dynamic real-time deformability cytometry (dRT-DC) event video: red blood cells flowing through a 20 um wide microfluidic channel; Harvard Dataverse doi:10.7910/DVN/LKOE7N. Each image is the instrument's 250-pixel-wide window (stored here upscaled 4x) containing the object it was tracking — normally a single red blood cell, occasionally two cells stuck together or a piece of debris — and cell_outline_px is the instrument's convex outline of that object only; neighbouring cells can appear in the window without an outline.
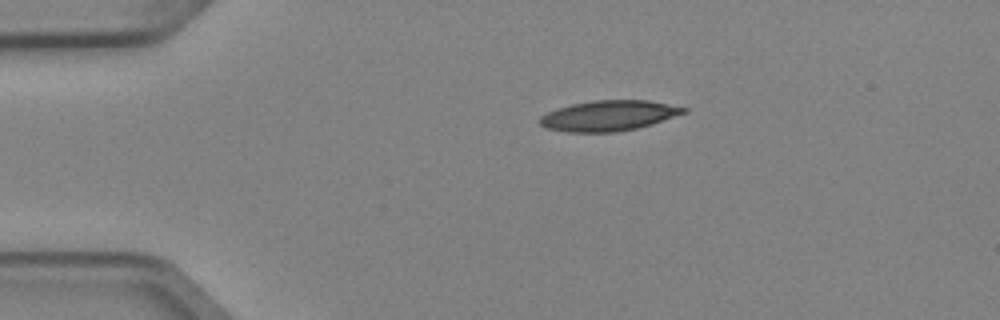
{"species": "Egyptian fruit bat (a non-hibernating species)", "species_latin": "Rousettus aegyptiacus", "temperature_condition": "cold", "stored_images_in_passage": 3, "segment_of_instrument_passage": [1, 2], "camera_frame_rate_fps": 3000, "um_per_image_px": 0.085, "animal": {"sex": "female"}, "frame": {"image": 1, "passage_image": 1, "time_ms": 0.0, "image_size_px": [1000, 320], "cell_outline_px": [[688, 112], [652, 124], [636, 128], [616, 132], [568, 132], [544, 128], [536, 120], [540, 116], [556, 108], [572, 104], [592, 100], [648, 100], [688, 108]], "centroid_in_image_um": [51.71, 9.83], "position_along_channel_um": 33.3, "area_um2": 25.66}}